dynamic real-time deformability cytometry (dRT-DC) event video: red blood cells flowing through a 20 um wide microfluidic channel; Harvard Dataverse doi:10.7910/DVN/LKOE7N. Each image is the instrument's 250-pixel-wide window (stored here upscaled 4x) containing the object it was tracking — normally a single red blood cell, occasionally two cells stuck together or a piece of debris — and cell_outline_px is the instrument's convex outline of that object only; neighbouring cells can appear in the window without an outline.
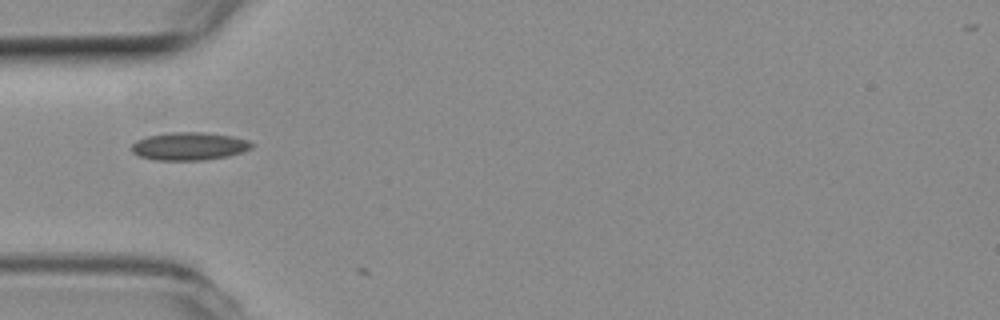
{"species": "common noctule bat (a hibernating species)", "species_latin": "Nyctalus noctula", "temperature_condition": "room temperature", "stored_images_in_passage": 2, "camera_frame_rate_fps": 3000, "um_per_image_px": 0.085, "animal": {"sex": "female", "body_mass_g": 19.3, "forearm_length_mm": 54.1}, "frame": {"image": 1, "passage_image": 1, "time_ms": 0.0, "image_size_px": [1000, 320], "cell_outline_px": [[256, 144], [252, 148], [228, 156], [204, 160], [156, 160], [140, 156], [132, 152], [132, 144], [136, 140], [148, 136], [168, 132], [200, 132], [232, 136], [248, 140]], "centroid_in_image_um": [16.09, 12.42], "position_along_channel_um": 68.9, "area_um2": 19.54}}